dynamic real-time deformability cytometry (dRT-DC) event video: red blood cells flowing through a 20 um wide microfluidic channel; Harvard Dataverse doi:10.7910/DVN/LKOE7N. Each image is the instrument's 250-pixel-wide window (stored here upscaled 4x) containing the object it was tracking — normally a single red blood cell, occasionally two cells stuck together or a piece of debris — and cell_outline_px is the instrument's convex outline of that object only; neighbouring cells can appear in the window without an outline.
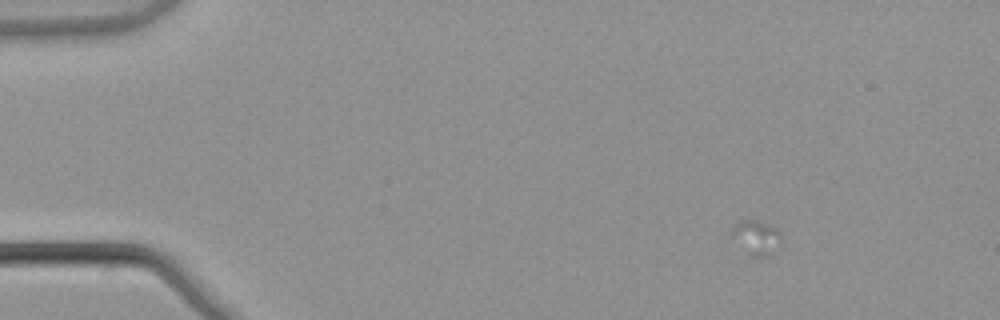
{"species": "common noctule bat (a hibernating species)", "species_latin": "Nyctalus noctula", "temperature_condition": "warm", "stored_images_in_passage": 15, "camera_frame_rate_fps": 3000, "um_per_image_px": 0.085, "animal": {"sex": "male", "body_mass_g": 21.5, "forearm_length_mm": 52.0}, "frame": {"image": 1, "passage_image": 1, "time_ms": 0.0, "image_size_px": [1000, 320], "cell_outline_px": [[780, 240], [772, 252], [768, 256], [756, 260], [728, 236], [728, 232], [740, 220], [756, 220], [768, 224], [776, 228], [780, 232]], "centroid_in_image_um": [64.21, 20.2], "position_along_channel_um": 20.8, "area_um2": 10.12}}